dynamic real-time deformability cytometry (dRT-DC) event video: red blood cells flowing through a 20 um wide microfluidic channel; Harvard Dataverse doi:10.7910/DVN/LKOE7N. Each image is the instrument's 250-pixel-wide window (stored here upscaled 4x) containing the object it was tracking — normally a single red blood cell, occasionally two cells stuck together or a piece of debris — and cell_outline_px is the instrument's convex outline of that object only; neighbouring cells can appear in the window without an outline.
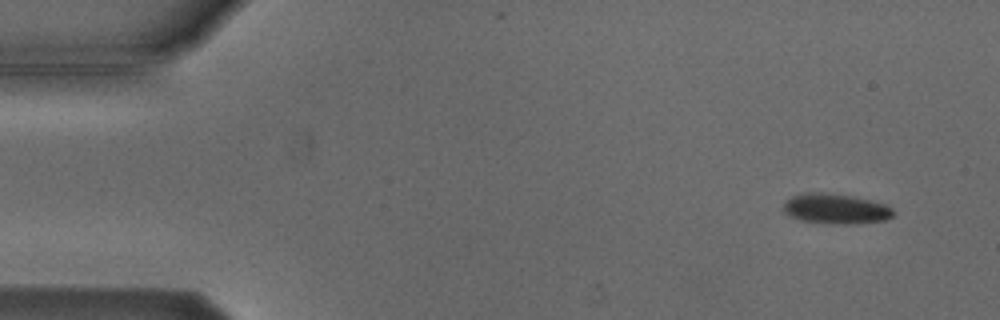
{"species": "Egyptian fruit bat (a non-hibernating species)", "species_latin": "Rousettus aegyptiacus", "temperature_condition": "cold", "stored_images_in_passage": 4, "camera_frame_rate_fps": 3000, "um_per_image_px": 0.085, "animal": {"sex": "male"}, "frame": {"image": 1, "passage_image": 1, "time_ms": 0.0, "image_size_px": [1000, 320], "cell_outline_px": [[896, 212], [892, 216], [884, 220], [844, 224], [800, 220], [784, 212], [784, 200], [792, 196], [812, 192], [824, 192], [852, 196], [872, 200], [884, 204], [892, 208]], "centroid_in_image_um": [71.04, 17.72], "position_along_channel_um": 14.0, "area_um2": 19.02}}
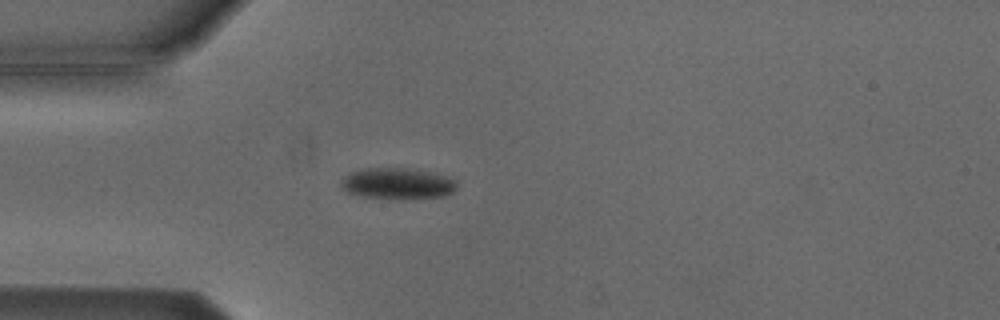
{"frame": {"image": 2, "passage_image": 4, "time_ms": 3.667, "image_size_px": [1000, 320], "cell_outline_px": [[456, 188], [452, 192], [444, 196], [400, 200], [364, 196], [348, 192], [340, 188], [340, 180], [344, 176], [352, 172], [364, 168], [408, 168], [432, 172], [452, 176], [456, 180]], "centroid_in_image_um": [33.81, 15.6], "position_along_channel_um": 51.2, "area_um2": 21.44}}